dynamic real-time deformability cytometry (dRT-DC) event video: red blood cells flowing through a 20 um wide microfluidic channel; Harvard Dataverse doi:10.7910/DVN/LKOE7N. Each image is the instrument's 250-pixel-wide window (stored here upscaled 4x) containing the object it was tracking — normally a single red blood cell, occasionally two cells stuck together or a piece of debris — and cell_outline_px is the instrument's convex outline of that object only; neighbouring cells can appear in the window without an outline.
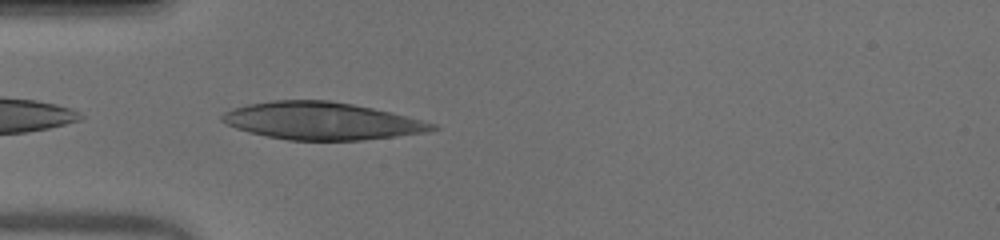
{"species": "human", "species_latin": "Homo sapiens", "temperature_condition": "warm", "stored_images_in_passage": 14, "camera_frame_rate_fps": 3000, "um_per_image_px": 0.085, "donor": {"sex": "male"}, "frame": {"image": 1, "passage_image": 1, "time_ms": 0.0, "image_size_px": [1000, 240], "cell_outline_px": [[440, 128], [428, 132], [364, 140], [288, 140], [248, 132], [236, 128], [220, 120], [220, 116], [224, 112], [232, 108], [248, 104], [272, 100], [328, 100], [352, 104], [372, 108], [436, 124]], "centroid_in_image_um": [27.31, 10.28], "position_along_channel_um": 57.7, "area_um2": 45.6}}
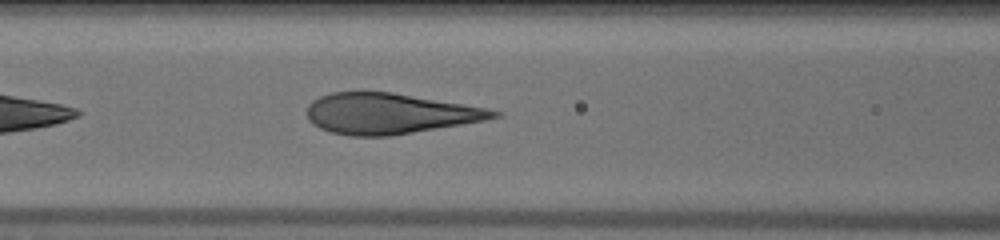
{"frame": {"image": 2, "passage_image": 7, "time_ms": 2.0, "image_size_px": [1000, 240], "cell_outline_px": [[504, 112], [500, 116], [484, 120], [388, 136], [352, 136], [332, 132], [320, 128], [312, 124], [308, 120], [308, 104], [312, 100], [320, 96], [332, 92], [392, 92], [488, 108]], "centroid_in_image_um": [33.08, 9.64], "position_along_channel_um": 133.5, "area_um2": 43.81}}
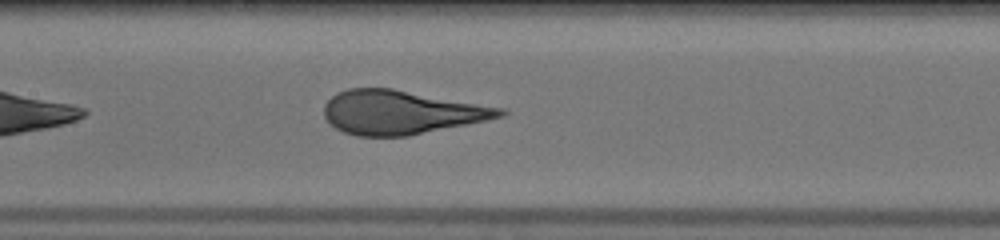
{"frame": {"image": 3, "passage_image": 10, "time_ms": 3.0, "image_size_px": [1000, 240], "cell_outline_px": [[508, 112], [504, 116], [408, 136], [356, 136], [344, 132], [328, 124], [324, 116], [324, 104], [336, 92], [348, 88], [392, 88], [504, 108]], "centroid_in_image_um": [34.04, 9.54], "position_along_channel_um": 173.4, "area_um2": 44.91}}